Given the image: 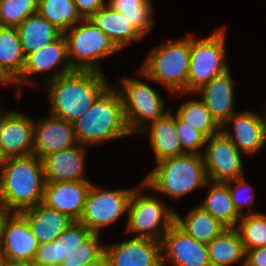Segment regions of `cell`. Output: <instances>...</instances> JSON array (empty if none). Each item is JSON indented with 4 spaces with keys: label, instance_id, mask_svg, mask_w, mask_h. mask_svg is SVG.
I'll return each mask as SVG.
<instances>
[{
    "label": "cell",
    "instance_id": "6da1fadb",
    "mask_svg": "<svg viewBox=\"0 0 266 266\" xmlns=\"http://www.w3.org/2000/svg\"><path fill=\"white\" fill-rule=\"evenodd\" d=\"M43 162L35 155L0 161V204L9 213H20L43 201Z\"/></svg>",
    "mask_w": 266,
    "mask_h": 266
},
{
    "label": "cell",
    "instance_id": "7a4b0ae2",
    "mask_svg": "<svg viewBox=\"0 0 266 266\" xmlns=\"http://www.w3.org/2000/svg\"><path fill=\"white\" fill-rule=\"evenodd\" d=\"M45 83L51 102L50 114L71 123L81 117L110 86L104 73L79 70Z\"/></svg>",
    "mask_w": 266,
    "mask_h": 266
},
{
    "label": "cell",
    "instance_id": "3957f363",
    "mask_svg": "<svg viewBox=\"0 0 266 266\" xmlns=\"http://www.w3.org/2000/svg\"><path fill=\"white\" fill-rule=\"evenodd\" d=\"M73 125L76 139L83 145L132 135L127 127L121 95L113 86H109Z\"/></svg>",
    "mask_w": 266,
    "mask_h": 266
},
{
    "label": "cell",
    "instance_id": "277c9868",
    "mask_svg": "<svg viewBox=\"0 0 266 266\" xmlns=\"http://www.w3.org/2000/svg\"><path fill=\"white\" fill-rule=\"evenodd\" d=\"M156 163L143 183L170 198L181 199L209 182L202 155L185 153Z\"/></svg>",
    "mask_w": 266,
    "mask_h": 266
},
{
    "label": "cell",
    "instance_id": "5b68a950",
    "mask_svg": "<svg viewBox=\"0 0 266 266\" xmlns=\"http://www.w3.org/2000/svg\"><path fill=\"white\" fill-rule=\"evenodd\" d=\"M190 68V35L155 47L138 74L164 85L169 93L187 94Z\"/></svg>",
    "mask_w": 266,
    "mask_h": 266
},
{
    "label": "cell",
    "instance_id": "8992f818",
    "mask_svg": "<svg viewBox=\"0 0 266 266\" xmlns=\"http://www.w3.org/2000/svg\"><path fill=\"white\" fill-rule=\"evenodd\" d=\"M69 63L73 70L102 72L99 61L120 49L89 18L66 30Z\"/></svg>",
    "mask_w": 266,
    "mask_h": 266
},
{
    "label": "cell",
    "instance_id": "52a82bcc",
    "mask_svg": "<svg viewBox=\"0 0 266 266\" xmlns=\"http://www.w3.org/2000/svg\"><path fill=\"white\" fill-rule=\"evenodd\" d=\"M225 30H215L209 37L198 40L190 35V68L187 94L195 93L213 78L228 71L225 61Z\"/></svg>",
    "mask_w": 266,
    "mask_h": 266
},
{
    "label": "cell",
    "instance_id": "ba28073f",
    "mask_svg": "<svg viewBox=\"0 0 266 266\" xmlns=\"http://www.w3.org/2000/svg\"><path fill=\"white\" fill-rule=\"evenodd\" d=\"M142 188V189H141ZM145 184L134 188L128 204L126 230L136 237L162 241L164 234L175 222V212L153 196L142 195Z\"/></svg>",
    "mask_w": 266,
    "mask_h": 266
},
{
    "label": "cell",
    "instance_id": "9c48e42d",
    "mask_svg": "<svg viewBox=\"0 0 266 266\" xmlns=\"http://www.w3.org/2000/svg\"><path fill=\"white\" fill-rule=\"evenodd\" d=\"M118 89L129 132L139 133L149 123L162 118L168 111L160 94L139 79L126 78Z\"/></svg>",
    "mask_w": 266,
    "mask_h": 266
},
{
    "label": "cell",
    "instance_id": "30bf717a",
    "mask_svg": "<svg viewBox=\"0 0 266 266\" xmlns=\"http://www.w3.org/2000/svg\"><path fill=\"white\" fill-rule=\"evenodd\" d=\"M133 191L134 189L104 190L92 183L78 221L92 233L100 234L101 229L112 225L127 212Z\"/></svg>",
    "mask_w": 266,
    "mask_h": 266
},
{
    "label": "cell",
    "instance_id": "8fae6325",
    "mask_svg": "<svg viewBox=\"0 0 266 266\" xmlns=\"http://www.w3.org/2000/svg\"><path fill=\"white\" fill-rule=\"evenodd\" d=\"M202 154L209 182H227L244 176L241 152L222 131L206 140Z\"/></svg>",
    "mask_w": 266,
    "mask_h": 266
},
{
    "label": "cell",
    "instance_id": "7c38bea8",
    "mask_svg": "<svg viewBox=\"0 0 266 266\" xmlns=\"http://www.w3.org/2000/svg\"><path fill=\"white\" fill-rule=\"evenodd\" d=\"M39 242L20 213H9L3 221L0 252L10 263L32 264Z\"/></svg>",
    "mask_w": 266,
    "mask_h": 266
},
{
    "label": "cell",
    "instance_id": "4fadbf2b",
    "mask_svg": "<svg viewBox=\"0 0 266 266\" xmlns=\"http://www.w3.org/2000/svg\"><path fill=\"white\" fill-rule=\"evenodd\" d=\"M46 70H52L49 74L50 80L74 71L69 63L67 40L63 33L52 43L26 57L21 76L13 83L17 87V97L20 98L22 95L20 83L32 85V81L29 80L30 75L32 77V74Z\"/></svg>",
    "mask_w": 266,
    "mask_h": 266
},
{
    "label": "cell",
    "instance_id": "5bb4252c",
    "mask_svg": "<svg viewBox=\"0 0 266 266\" xmlns=\"http://www.w3.org/2000/svg\"><path fill=\"white\" fill-rule=\"evenodd\" d=\"M33 121L21 112H0V160L32 155Z\"/></svg>",
    "mask_w": 266,
    "mask_h": 266
},
{
    "label": "cell",
    "instance_id": "9a60e30c",
    "mask_svg": "<svg viewBox=\"0 0 266 266\" xmlns=\"http://www.w3.org/2000/svg\"><path fill=\"white\" fill-rule=\"evenodd\" d=\"M161 243L163 266L167 262L173 266H211L207 244L195 240L175 222L164 234Z\"/></svg>",
    "mask_w": 266,
    "mask_h": 266
},
{
    "label": "cell",
    "instance_id": "2e32d148",
    "mask_svg": "<svg viewBox=\"0 0 266 266\" xmlns=\"http://www.w3.org/2000/svg\"><path fill=\"white\" fill-rule=\"evenodd\" d=\"M106 246L104 258L112 266H163L161 241L134 237Z\"/></svg>",
    "mask_w": 266,
    "mask_h": 266
},
{
    "label": "cell",
    "instance_id": "e0dca14e",
    "mask_svg": "<svg viewBox=\"0 0 266 266\" xmlns=\"http://www.w3.org/2000/svg\"><path fill=\"white\" fill-rule=\"evenodd\" d=\"M78 144L74 125L50 114L34 122L33 152L39 159Z\"/></svg>",
    "mask_w": 266,
    "mask_h": 266
},
{
    "label": "cell",
    "instance_id": "ac0fdd59",
    "mask_svg": "<svg viewBox=\"0 0 266 266\" xmlns=\"http://www.w3.org/2000/svg\"><path fill=\"white\" fill-rule=\"evenodd\" d=\"M92 183L89 180L73 182H45L42 203L66 214L73 221L82 216L86 197Z\"/></svg>",
    "mask_w": 266,
    "mask_h": 266
},
{
    "label": "cell",
    "instance_id": "d6986e66",
    "mask_svg": "<svg viewBox=\"0 0 266 266\" xmlns=\"http://www.w3.org/2000/svg\"><path fill=\"white\" fill-rule=\"evenodd\" d=\"M227 124L233 125L234 133L224 129ZM221 131L231 139L240 152L248 155L257 153L266 142L264 116L252 111L235 112L221 126Z\"/></svg>",
    "mask_w": 266,
    "mask_h": 266
},
{
    "label": "cell",
    "instance_id": "ffe728a7",
    "mask_svg": "<svg viewBox=\"0 0 266 266\" xmlns=\"http://www.w3.org/2000/svg\"><path fill=\"white\" fill-rule=\"evenodd\" d=\"M86 145L76 144L42 159L45 182L87 180L84 176Z\"/></svg>",
    "mask_w": 266,
    "mask_h": 266
},
{
    "label": "cell",
    "instance_id": "44dd1931",
    "mask_svg": "<svg viewBox=\"0 0 266 266\" xmlns=\"http://www.w3.org/2000/svg\"><path fill=\"white\" fill-rule=\"evenodd\" d=\"M230 69L216 76L196 93H200L207 109L217 123L222 126L235 112L234 86Z\"/></svg>",
    "mask_w": 266,
    "mask_h": 266
},
{
    "label": "cell",
    "instance_id": "7402d4cb",
    "mask_svg": "<svg viewBox=\"0 0 266 266\" xmlns=\"http://www.w3.org/2000/svg\"><path fill=\"white\" fill-rule=\"evenodd\" d=\"M20 214L27 220L39 243L54 241L73 221L42 202Z\"/></svg>",
    "mask_w": 266,
    "mask_h": 266
},
{
    "label": "cell",
    "instance_id": "603a6c76",
    "mask_svg": "<svg viewBox=\"0 0 266 266\" xmlns=\"http://www.w3.org/2000/svg\"><path fill=\"white\" fill-rule=\"evenodd\" d=\"M139 133L150 135V143L157 162L185 154L182 151V146L177 134L175 115L170 111L162 118L149 123Z\"/></svg>",
    "mask_w": 266,
    "mask_h": 266
},
{
    "label": "cell",
    "instance_id": "cb8c5ba5",
    "mask_svg": "<svg viewBox=\"0 0 266 266\" xmlns=\"http://www.w3.org/2000/svg\"><path fill=\"white\" fill-rule=\"evenodd\" d=\"M120 49L126 48L133 41H141L143 37L131 25L128 17L106 4L89 18Z\"/></svg>",
    "mask_w": 266,
    "mask_h": 266
},
{
    "label": "cell",
    "instance_id": "d4e9b609",
    "mask_svg": "<svg viewBox=\"0 0 266 266\" xmlns=\"http://www.w3.org/2000/svg\"><path fill=\"white\" fill-rule=\"evenodd\" d=\"M25 61L18 28L0 25V71L12 84L21 76Z\"/></svg>",
    "mask_w": 266,
    "mask_h": 266
},
{
    "label": "cell",
    "instance_id": "484cf974",
    "mask_svg": "<svg viewBox=\"0 0 266 266\" xmlns=\"http://www.w3.org/2000/svg\"><path fill=\"white\" fill-rule=\"evenodd\" d=\"M17 28L26 57L52 43L62 34L57 27L38 12L28 16Z\"/></svg>",
    "mask_w": 266,
    "mask_h": 266
},
{
    "label": "cell",
    "instance_id": "4316f807",
    "mask_svg": "<svg viewBox=\"0 0 266 266\" xmlns=\"http://www.w3.org/2000/svg\"><path fill=\"white\" fill-rule=\"evenodd\" d=\"M207 248L211 266H231L245 260L246 252L236 228H225Z\"/></svg>",
    "mask_w": 266,
    "mask_h": 266
},
{
    "label": "cell",
    "instance_id": "83f0119b",
    "mask_svg": "<svg viewBox=\"0 0 266 266\" xmlns=\"http://www.w3.org/2000/svg\"><path fill=\"white\" fill-rule=\"evenodd\" d=\"M205 200L199 205L226 228H236L240 215L234 208L228 185L223 182H209Z\"/></svg>",
    "mask_w": 266,
    "mask_h": 266
},
{
    "label": "cell",
    "instance_id": "f1b7e54d",
    "mask_svg": "<svg viewBox=\"0 0 266 266\" xmlns=\"http://www.w3.org/2000/svg\"><path fill=\"white\" fill-rule=\"evenodd\" d=\"M175 223L198 242L208 244L226 227L201 206L193 208L185 218L175 213Z\"/></svg>",
    "mask_w": 266,
    "mask_h": 266
},
{
    "label": "cell",
    "instance_id": "f546056e",
    "mask_svg": "<svg viewBox=\"0 0 266 266\" xmlns=\"http://www.w3.org/2000/svg\"><path fill=\"white\" fill-rule=\"evenodd\" d=\"M37 12L62 33L83 19L74 0H39Z\"/></svg>",
    "mask_w": 266,
    "mask_h": 266
},
{
    "label": "cell",
    "instance_id": "4dcf8cb0",
    "mask_svg": "<svg viewBox=\"0 0 266 266\" xmlns=\"http://www.w3.org/2000/svg\"><path fill=\"white\" fill-rule=\"evenodd\" d=\"M176 115L207 138L221 131V126L212 117L202 99H191L181 103Z\"/></svg>",
    "mask_w": 266,
    "mask_h": 266
},
{
    "label": "cell",
    "instance_id": "1f68e13d",
    "mask_svg": "<svg viewBox=\"0 0 266 266\" xmlns=\"http://www.w3.org/2000/svg\"><path fill=\"white\" fill-rule=\"evenodd\" d=\"M107 4L128 17L131 25L143 38L153 28L151 0H109Z\"/></svg>",
    "mask_w": 266,
    "mask_h": 266
},
{
    "label": "cell",
    "instance_id": "d6a6232c",
    "mask_svg": "<svg viewBox=\"0 0 266 266\" xmlns=\"http://www.w3.org/2000/svg\"><path fill=\"white\" fill-rule=\"evenodd\" d=\"M236 229L239 231L245 252L266 246V214L250 212L242 215Z\"/></svg>",
    "mask_w": 266,
    "mask_h": 266
},
{
    "label": "cell",
    "instance_id": "836d02e7",
    "mask_svg": "<svg viewBox=\"0 0 266 266\" xmlns=\"http://www.w3.org/2000/svg\"><path fill=\"white\" fill-rule=\"evenodd\" d=\"M99 237L100 234L92 233L65 258L61 266H81L100 262L104 258V245H100Z\"/></svg>",
    "mask_w": 266,
    "mask_h": 266
},
{
    "label": "cell",
    "instance_id": "e575fe53",
    "mask_svg": "<svg viewBox=\"0 0 266 266\" xmlns=\"http://www.w3.org/2000/svg\"><path fill=\"white\" fill-rule=\"evenodd\" d=\"M39 0H0V25L18 27L37 13Z\"/></svg>",
    "mask_w": 266,
    "mask_h": 266
},
{
    "label": "cell",
    "instance_id": "d590c367",
    "mask_svg": "<svg viewBox=\"0 0 266 266\" xmlns=\"http://www.w3.org/2000/svg\"><path fill=\"white\" fill-rule=\"evenodd\" d=\"M175 126L182 151L186 154L202 155L203 153L199 150L205 147L207 137L202 132L182 121L177 115H175Z\"/></svg>",
    "mask_w": 266,
    "mask_h": 266
},
{
    "label": "cell",
    "instance_id": "8d00e7d4",
    "mask_svg": "<svg viewBox=\"0 0 266 266\" xmlns=\"http://www.w3.org/2000/svg\"><path fill=\"white\" fill-rule=\"evenodd\" d=\"M65 258L63 240L57 237L54 241L39 243L32 266H61Z\"/></svg>",
    "mask_w": 266,
    "mask_h": 266
},
{
    "label": "cell",
    "instance_id": "74e56055",
    "mask_svg": "<svg viewBox=\"0 0 266 266\" xmlns=\"http://www.w3.org/2000/svg\"><path fill=\"white\" fill-rule=\"evenodd\" d=\"M225 183L228 185L234 208L240 216L244 215L245 213L241 210L243 206L254 205L253 200L255 196L253 188L245 181L244 176ZM231 184H234L235 188H233ZM244 193H246L247 196L245 195V197H243L242 194Z\"/></svg>",
    "mask_w": 266,
    "mask_h": 266
},
{
    "label": "cell",
    "instance_id": "f35d334b",
    "mask_svg": "<svg viewBox=\"0 0 266 266\" xmlns=\"http://www.w3.org/2000/svg\"><path fill=\"white\" fill-rule=\"evenodd\" d=\"M92 232L79 221L72 223L59 235L63 240L64 257H67L80 243L86 240Z\"/></svg>",
    "mask_w": 266,
    "mask_h": 266
},
{
    "label": "cell",
    "instance_id": "ab89813d",
    "mask_svg": "<svg viewBox=\"0 0 266 266\" xmlns=\"http://www.w3.org/2000/svg\"><path fill=\"white\" fill-rule=\"evenodd\" d=\"M78 13L83 19L90 18L100 8H103L107 2L104 0H74Z\"/></svg>",
    "mask_w": 266,
    "mask_h": 266
},
{
    "label": "cell",
    "instance_id": "60d3db41",
    "mask_svg": "<svg viewBox=\"0 0 266 266\" xmlns=\"http://www.w3.org/2000/svg\"><path fill=\"white\" fill-rule=\"evenodd\" d=\"M245 261L251 266H266V246L247 250Z\"/></svg>",
    "mask_w": 266,
    "mask_h": 266
},
{
    "label": "cell",
    "instance_id": "b9f144b4",
    "mask_svg": "<svg viewBox=\"0 0 266 266\" xmlns=\"http://www.w3.org/2000/svg\"><path fill=\"white\" fill-rule=\"evenodd\" d=\"M9 212L0 204V239H1V230L2 224Z\"/></svg>",
    "mask_w": 266,
    "mask_h": 266
},
{
    "label": "cell",
    "instance_id": "7bdbcfd3",
    "mask_svg": "<svg viewBox=\"0 0 266 266\" xmlns=\"http://www.w3.org/2000/svg\"><path fill=\"white\" fill-rule=\"evenodd\" d=\"M0 83L2 84H10L12 83L1 71H0Z\"/></svg>",
    "mask_w": 266,
    "mask_h": 266
},
{
    "label": "cell",
    "instance_id": "ee69618b",
    "mask_svg": "<svg viewBox=\"0 0 266 266\" xmlns=\"http://www.w3.org/2000/svg\"><path fill=\"white\" fill-rule=\"evenodd\" d=\"M7 264H8V261L6 260V258L0 252V266H7Z\"/></svg>",
    "mask_w": 266,
    "mask_h": 266
},
{
    "label": "cell",
    "instance_id": "f6af8a7d",
    "mask_svg": "<svg viewBox=\"0 0 266 266\" xmlns=\"http://www.w3.org/2000/svg\"><path fill=\"white\" fill-rule=\"evenodd\" d=\"M99 266H112L111 263L106 260L105 258H103L100 262H99Z\"/></svg>",
    "mask_w": 266,
    "mask_h": 266
},
{
    "label": "cell",
    "instance_id": "bcb514c9",
    "mask_svg": "<svg viewBox=\"0 0 266 266\" xmlns=\"http://www.w3.org/2000/svg\"><path fill=\"white\" fill-rule=\"evenodd\" d=\"M7 266H32V264H26V263H10V262H8Z\"/></svg>",
    "mask_w": 266,
    "mask_h": 266
},
{
    "label": "cell",
    "instance_id": "7dc6e473",
    "mask_svg": "<svg viewBox=\"0 0 266 266\" xmlns=\"http://www.w3.org/2000/svg\"><path fill=\"white\" fill-rule=\"evenodd\" d=\"M81 266H99V262L98 263H92V264H85V265H81Z\"/></svg>",
    "mask_w": 266,
    "mask_h": 266
},
{
    "label": "cell",
    "instance_id": "c3c4849f",
    "mask_svg": "<svg viewBox=\"0 0 266 266\" xmlns=\"http://www.w3.org/2000/svg\"><path fill=\"white\" fill-rule=\"evenodd\" d=\"M241 266H251L249 265L245 260L243 261V264H241Z\"/></svg>",
    "mask_w": 266,
    "mask_h": 266
},
{
    "label": "cell",
    "instance_id": "681fc988",
    "mask_svg": "<svg viewBox=\"0 0 266 266\" xmlns=\"http://www.w3.org/2000/svg\"><path fill=\"white\" fill-rule=\"evenodd\" d=\"M264 121H265V128H266V116L264 117Z\"/></svg>",
    "mask_w": 266,
    "mask_h": 266
}]
</instances>
